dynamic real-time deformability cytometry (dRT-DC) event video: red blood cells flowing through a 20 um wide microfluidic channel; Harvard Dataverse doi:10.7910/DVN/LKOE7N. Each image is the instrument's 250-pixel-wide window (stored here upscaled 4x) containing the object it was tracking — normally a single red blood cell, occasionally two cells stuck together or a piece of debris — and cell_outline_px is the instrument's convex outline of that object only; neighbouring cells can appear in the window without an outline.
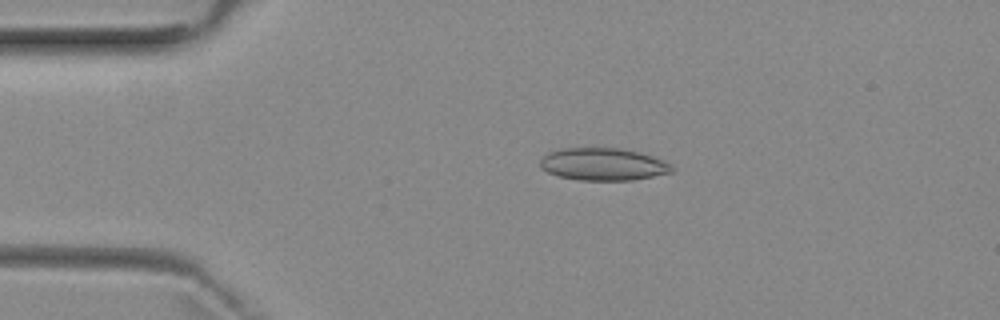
{"species": "common noctule bat (a hibernating species)", "species_latin": "Nyctalus noctula", "temperature_condition": "room temperature", "stored_images_in_passage": 5, "camera_frame_rate_fps": 3000, "um_per_image_px": 0.085, "animal": {"sex": "female", "body_mass_g": 29.2, "forearm_length_mm": 56.3}, "frame": {"image": 1, "passage_image": 4, "time_ms": 3.333, "image_size_px": [1000, 320], "cell_outline_px": [[672, 172], [632, 180], [580, 180], [560, 176], [548, 172], [540, 168], [540, 160], [548, 152], [564, 148], [620, 148], [652, 156], [668, 164], [672, 168]], "centroid_in_image_um": [51.21, 13.96], "position_along_channel_um": 33.8, "area_um2": 24.45}}